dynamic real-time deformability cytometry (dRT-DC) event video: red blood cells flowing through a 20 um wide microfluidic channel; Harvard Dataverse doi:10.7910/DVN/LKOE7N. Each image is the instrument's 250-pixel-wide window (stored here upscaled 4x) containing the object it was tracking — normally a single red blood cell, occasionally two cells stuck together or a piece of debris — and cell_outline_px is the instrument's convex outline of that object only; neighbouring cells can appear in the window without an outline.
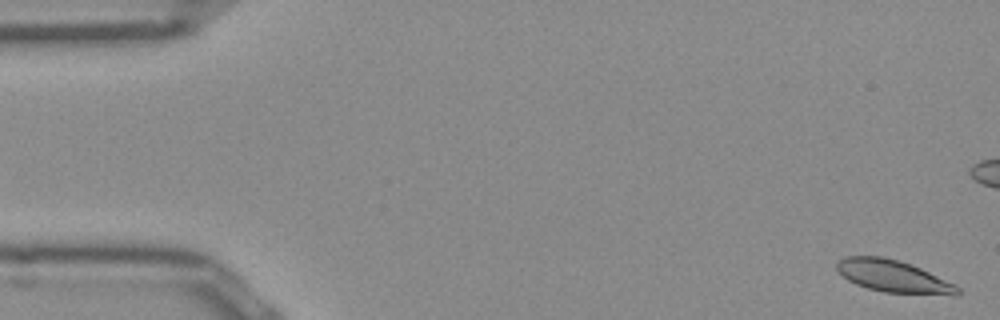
{"species": "Egyptian fruit bat (a non-hibernating species)", "species_latin": "Rousettus aegyptiacus", "temperature_condition": "room temperature", "stored_images_in_passage": 52, "camera_frame_rate_fps": 3000, "um_per_image_px": 0.085, "frame": {"image": 1, "passage_image": 1, "time_ms": 0.0, "image_size_px": [1000, 320], "cell_outline_px": [[960, 292], [956, 296], [884, 292], [868, 288], [856, 284], [848, 280], [836, 268], [836, 264], [844, 256], [880, 256], [900, 260], [920, 268], [956, 284], [960, 288]], "centroid_in_image_um": [75.98, 23.49], "position_along_channel_um": 9.0, "area_um2": 22.72}}
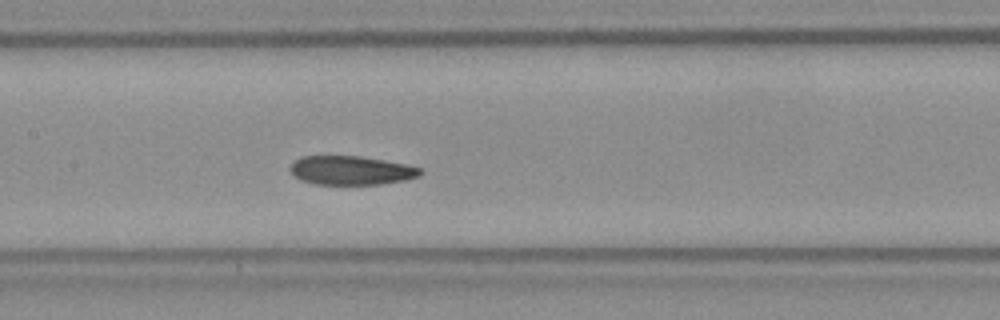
{"frame": {"image": 2, "passage_image": 24, "time_ms": 7.667, "image_size_px": [1000, 320], "cell_outline_px": [[424, 172], [420, 176], [404, 180], [380, 184], [316, 184], [300, 180], [288, 168], [300, 156], [360, 156], [384, 160], [404, 164], [420, 168]], "centroid_in_image_um": [29.85, 14.48], "position_along_channel_um": 177.6, "area_um2": 21.79}}
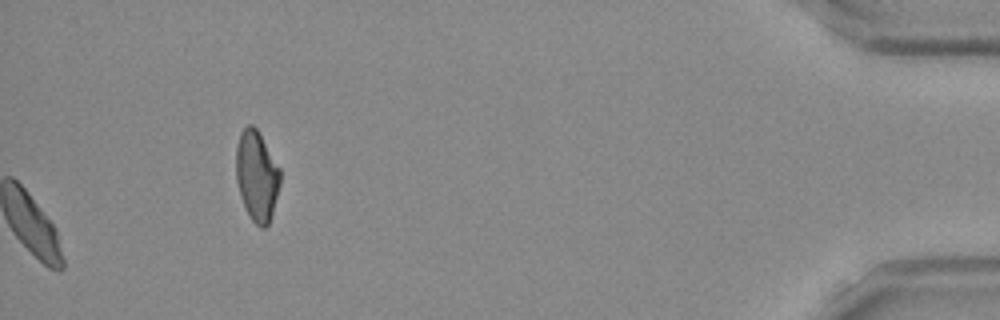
{"frame": {"image": 3, "passage_image": 52, "time_ms": 17.0, "image_size_px": [1000, 320], "cell_outline_px": [[280, 184], [272, 216], [268, 224], [264, 228], [260, 228], [252, 220], [240, 196], [236, 180], [236, 148], [240, 132], [248, 124], [252, 124], [256, 128], [280, 168]], "centroid_in_image_um": [21.82, 14.95], "position_along_channel_um": 413.4, "area_um2": 23.12}, "authors_computed_cell_mechanics": {"area_um2": 23.0044, "velocity_mm_per_s": 3.8802, "shape_relaxation_time_tau1_ms": 9.7059, "shape_relaxation_time_tau2_ms": 11.2371, "deformation_change_tau1": 0.179, "deformation_change_tau2": 0.1769}}